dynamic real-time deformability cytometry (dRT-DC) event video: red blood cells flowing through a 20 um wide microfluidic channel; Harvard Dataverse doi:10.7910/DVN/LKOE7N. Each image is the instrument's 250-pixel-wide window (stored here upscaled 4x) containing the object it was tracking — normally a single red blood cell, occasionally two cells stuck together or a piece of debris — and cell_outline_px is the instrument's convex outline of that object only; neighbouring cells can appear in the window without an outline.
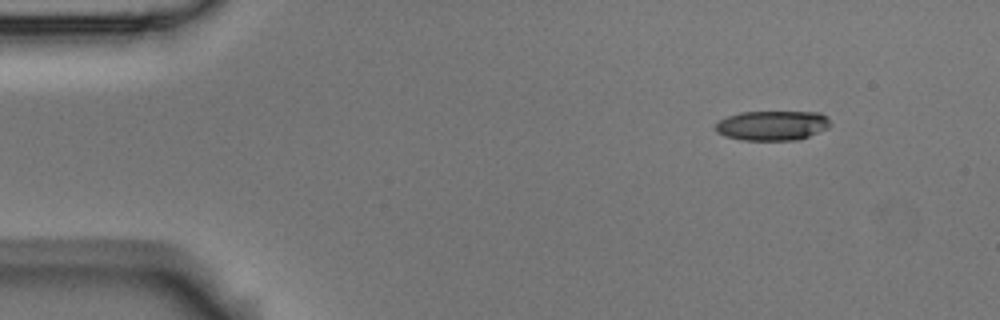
{"species": "Egyptian fruit bat (a non-hibernating species)", "species_latin": "Rousettus aegyptiacus", "temperature_condition": "room temperature", "stored_images_in_passage": 9, "camera_frame_rate_fps": 3000, "um_per_image_px": 0.085, "animal": {"sex": "male"}, "frame": {"image": 1, "passage_image": 1, "time_ms": 0.0, "image_size_px": [1000, 320], "cell_outline_px": [[832, 124], [828, 128], [808, 136], [796, 140], [740, 140], [724, 136], [716, 132], [716, 124], [720, 120], [728, 116], [740, 112], [820, 112], [828, 116]], "centroid_in_image_um": [65.66, 10.66], "position_along_channel_um": 19.3, "area_um2": 20.0}}
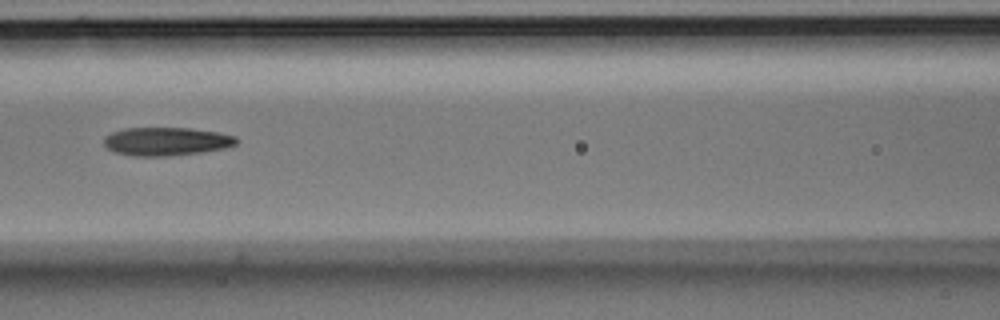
{"frame": {"image": 2, "passage_image": 6, "time_ms": 1.667, "image_size_px": [1000, 320], "cell_outline_px": [[240, 140], [236, 144], [228, 148], [204, 152], [168, 156], [132, 156], [112, 152], [104, 144], [104, 136], [112, 132], [124, 128], [192, 128], [220, 132], [236, 136]], "centroid_in_image_um": [14.18, 12.02], "position_along_channel_um": 152.4, "area_um2": 22.31}}
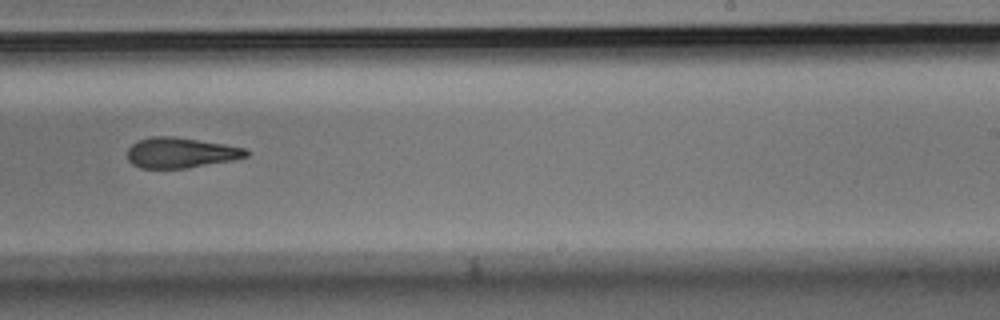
{"frame": {"image": 3, "passage_image": 9, "time_ms": 2.667, "image_size_px": [1000, 320], "cell_outline_px": [[252, 152], [248, 156], [232, 160], [184, 168], [140, 168], [132, 164], [128, 160], [128, 148], [136, 140], [152, 136], [172, 136], [224, 144], [244, 148]], "centroid_in_image_um": [15.34, 12.97], "position_along_channel_um": 273.7, "area_um2": 20.98}}